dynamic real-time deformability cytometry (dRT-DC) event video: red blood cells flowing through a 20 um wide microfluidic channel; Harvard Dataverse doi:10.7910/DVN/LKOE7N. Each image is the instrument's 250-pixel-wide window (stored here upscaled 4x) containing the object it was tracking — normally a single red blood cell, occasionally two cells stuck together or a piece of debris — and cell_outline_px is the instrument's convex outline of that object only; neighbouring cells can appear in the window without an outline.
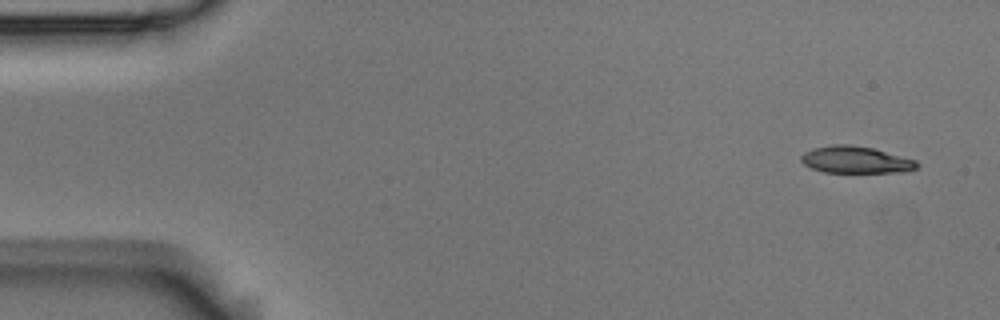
{"species": "Egyptian fruit bat (a non-hibernating species)", "species_latin": "Rousettus aegyptiacus", "temperature_condition": "room temperature", "stored_images_in_passage": 4, "camera_frame_rate_fps": 3000, "um_per_image_px": 0.085, "animal": {"sex": "male"}, "frame": {"image": 1, "passage_image": 1, "time_ms": 0.0, "image_size_px": [1000, 320], "cell_outline_px": [[920, 164], [916, 168], [900, 172], [824, 172], [812, 168], [804, 164], [800, 160], [800, 156], [804, 152], [812, 148], [832, 144], [848, 144], [872, 148], [916, 160]], "centroid_in_image_um": [72.7, 13.57], "position_along_channel_um": 12.3, "area_um2": 18.09}}